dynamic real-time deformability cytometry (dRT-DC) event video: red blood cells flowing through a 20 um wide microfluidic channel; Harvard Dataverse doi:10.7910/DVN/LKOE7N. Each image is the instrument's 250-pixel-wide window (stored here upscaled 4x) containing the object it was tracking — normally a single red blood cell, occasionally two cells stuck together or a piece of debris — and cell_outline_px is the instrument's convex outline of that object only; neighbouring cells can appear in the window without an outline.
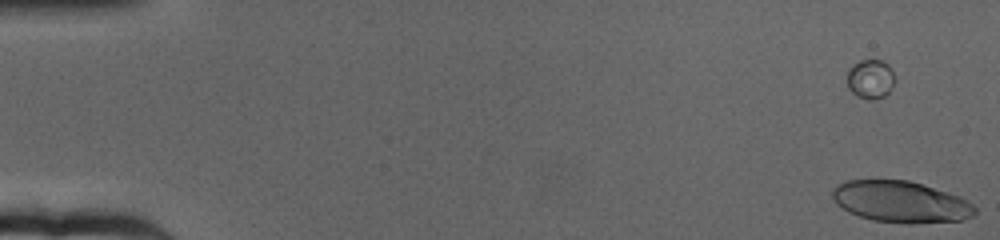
{"species": "human", "species_latin": "Homo sapiens", "temperature_condition": "cold", "stored_images_in_passage": 5, "camera_frame_rate_fps": 3000, "um_per_image_px": 0.085, "donor": {"sex": "female"}, "frame": {"image": 1, "passage_image": 5, "time_ms": 1.333, "image_size_px": [1000, 240], "cell_outline_px": [[976, 212], [972, 216], [964, 220], [912, 224], [904, 224], [872, 220], [848, 212], [836, 204], [832, 200], [832, 188], [836, 184], [848, 180], [908, 180], [948, 192], [960, 196], [972, 204], [976, 208]], "centroid_in_image_um": [76.54, 17.16], "position_along_channel_um": 8.5, "area_um2": 34.74}}